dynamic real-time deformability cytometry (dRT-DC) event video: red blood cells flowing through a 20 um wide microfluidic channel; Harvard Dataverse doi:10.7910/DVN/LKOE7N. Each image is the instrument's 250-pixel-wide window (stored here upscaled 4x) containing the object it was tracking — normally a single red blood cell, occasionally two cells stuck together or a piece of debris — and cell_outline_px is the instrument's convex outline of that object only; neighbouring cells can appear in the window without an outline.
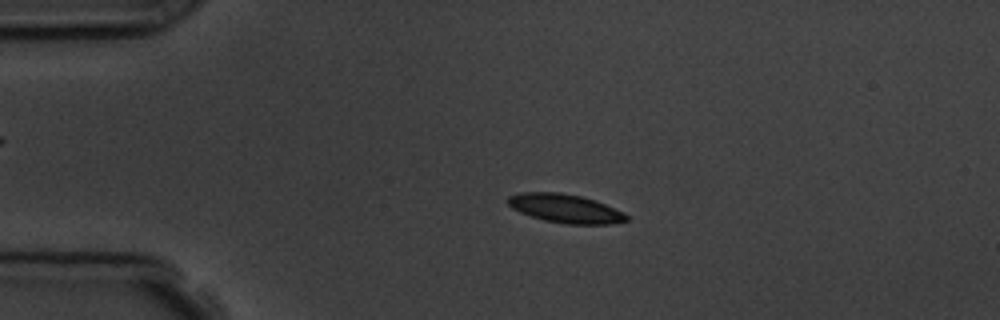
{"species": "common noctule bat (a hibernating species)", "species_latin": "Nyctalus noctula", "temperature_condition": "room temperature", "stored_images_in_passage": 3, "camera_frame_rate_fps": 3000, "um_per_image_px": 0.085, "animal": {"sex": "male", "body_mass_g": 19.5, "forearm_length_mm": 54.6}, "frame": {"image": 1, "passage_image": 2, "time_ms": 1.0, "image_size_px": [1000, 320], "cell_outline_px": [[628, 220], [612, 224], [564, 224], [544, 220], [520, 212], [512, 208], [504, 200], [508, 196], [520, 192], [560, 192], [580, 196], [596, 200], [624, 212], [628, 216]], "centroid_in_image_um": [48.04, 17.71], "position_along_channel_um": 37.0, "area_um2": 20.0}}